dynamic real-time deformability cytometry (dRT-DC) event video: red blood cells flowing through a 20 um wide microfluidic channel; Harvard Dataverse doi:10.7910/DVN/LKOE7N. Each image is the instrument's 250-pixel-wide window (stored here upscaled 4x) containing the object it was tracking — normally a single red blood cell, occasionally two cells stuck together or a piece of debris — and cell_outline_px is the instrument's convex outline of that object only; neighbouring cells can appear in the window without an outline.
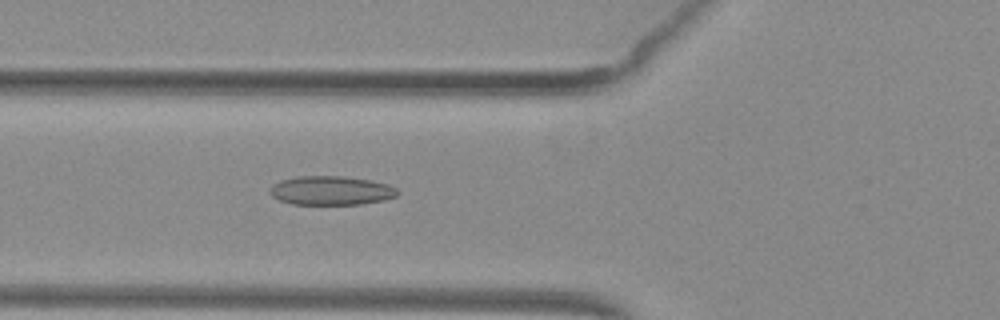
{"species": "common noctule bat (a hibernating species)", "species_latin": "Nyctalus noctula", "temperature_condition": "warm", "stored_images_in_passage": 41, "camera_frame_rate_fps": 3000, "um_per_image_px": 0.085, "animal": {"sex": "female", "body_mass_g": 29.2, "forearm_length_mm": 56.3}, "frame": {"image": 1, "passage_image": 10, "time_ms": 3.0, "image_size_px": [1000, 320], "cell_outline_px": [[400, 192], [396, 196], [384, 200], [360, 204], [292, 204], [280, 200], [272, 196], [268, 192], [272, 184], [280, 180], [296, 176], [340, 176], [368, 180], [388, 184], [396, 188]], "centroid_in_image_um": [28.11, 16.19], "position_along_channel_um": 97.7, "area_um2": 21.56}}
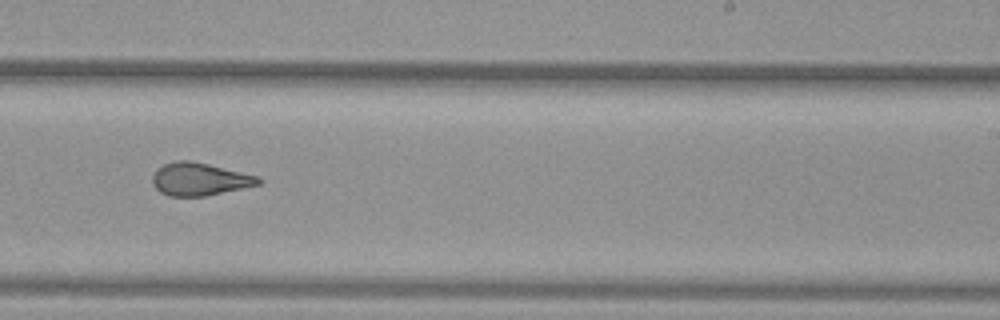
{"frame": {"image": 2, "passage_image": 23, "time_ms": 7.333, "image_size_px": [1000, 320], "cell_outline_px": [[264, 180], [260, 184], [204, 196], [168, 196], [160, 192], [152, 184], [152, 176], [164, 164], [176, 160], [192, 160], [260, 176]], "centroid_in_image_um": [16.99, 15.22], "position_along_channel_um": 272.0, "area_um2": 20.23}}
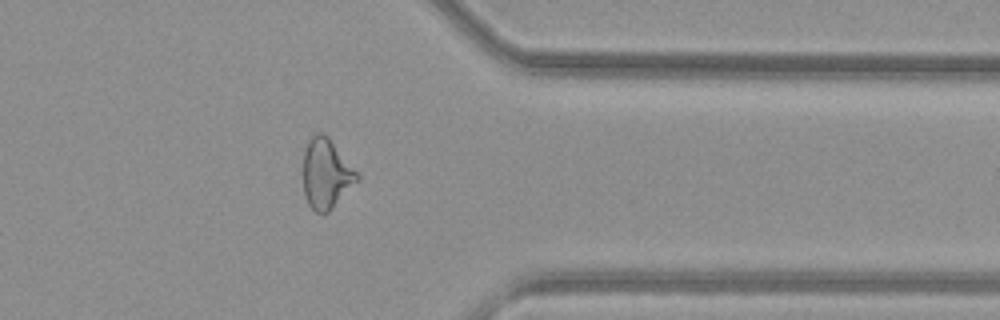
{"frame": {"image": 3, "passage_image": 32, "time_ms": 10.333, "image_size_px": [1000, 320], "cell_outline_px": [[360, 180], [328, 212], [316, 212], [308, 204], [304, 196], [304, 152], [308, 140], [312, 132], [320, 132], [328, 136], [360, 176]], "centroid_in_image_um": [27.73, 14.75], "position_along_channel_um": 383.7, "area_um2": 21.91}}